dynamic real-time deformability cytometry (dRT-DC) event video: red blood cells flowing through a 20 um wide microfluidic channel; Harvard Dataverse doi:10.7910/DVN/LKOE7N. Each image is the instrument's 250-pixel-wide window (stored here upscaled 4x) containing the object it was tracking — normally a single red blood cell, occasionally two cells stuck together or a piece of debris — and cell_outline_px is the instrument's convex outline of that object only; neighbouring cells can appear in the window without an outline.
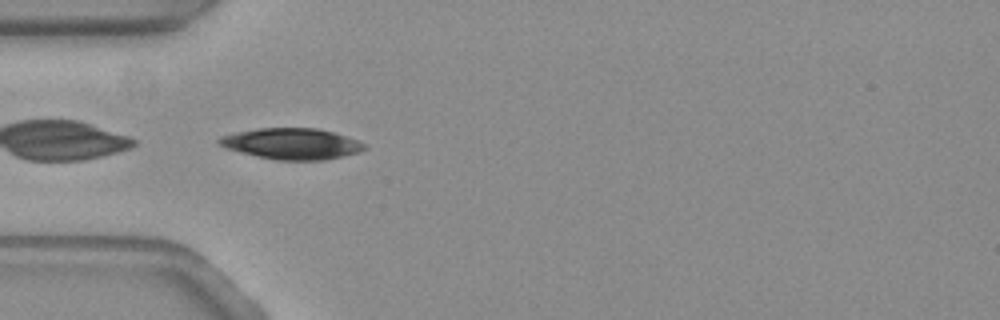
{"species": "common noctule bat (a hibernating species)", "species_latin": "Nyctalus noctula", "temperature_condition": "warm", "stored_images_in_passage": 36, "camera_frame_rate_fps": 3000, "um_per_image_px": 0.085, "animal": {"sex": "female", "body_mass_g": 19.3, "forearm_length_mm": 54.1}, "frame": {"image": 1, "passage_image": 1, "time_ms": 0.0, "image_size_px": [1000, 320], "cell_outline_px": [[368, 148], [360, 152], [324, 160], [276, 160], [256, 156], [224, 148], [216, 140], [220, 136], [236, 132], [260, 128], [316, 128], [332, 132], [356, 140], [364, 144]], "centroid_in_image_um": [24.76, 12.22], "position_along_channel_um": 60.2, "area_um2": 26.18}, "authors_computed_cell_mechanics": {"area_um2": 29.1601, "velocity_mm_per_s": 3.6955, "shape_relaxation_time_tau1_ms": 1.7716, "shape_relaxation_time_tau2_ms": null, "deformation_change_tau1": 0.037, "deformation_change_tau2": null}}